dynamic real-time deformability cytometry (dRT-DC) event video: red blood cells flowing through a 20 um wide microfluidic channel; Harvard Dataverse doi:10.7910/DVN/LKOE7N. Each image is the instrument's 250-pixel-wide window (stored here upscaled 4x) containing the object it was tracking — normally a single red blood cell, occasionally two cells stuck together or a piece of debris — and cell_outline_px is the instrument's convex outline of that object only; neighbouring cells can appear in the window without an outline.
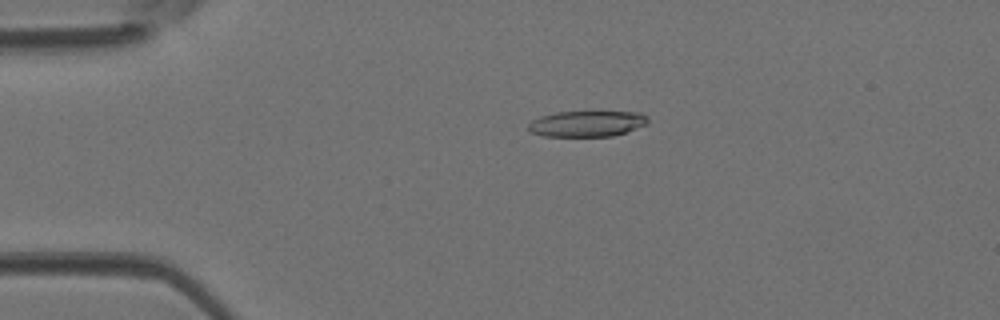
{"species": "Egyptian fruit bat (a non-hibernating species)", "species_latin": "Rousettus aegyptiacus", "temperature_condition": "room temperature", "stored_images_in_passage": 40, "camera_frame_rate_fps": 3000, "um_per_image_px": 0.085, "animal": {"sex": "female"}, "frame": {"image": 1, "passage_image": 6, "time_ms": 1.667, "image_size_px": [1000, 320], "cell_outline_px": [[648, 124], [612, 136], [544, 136], [528, 132], [528, 124], [532, 120], [540, 116], [556, 112], [640, 112], [648, 116]], "centroid_in_image_um": [49.87, 10.51], "position_along_channel_um": 35.1, "area_um2": 18.03}}
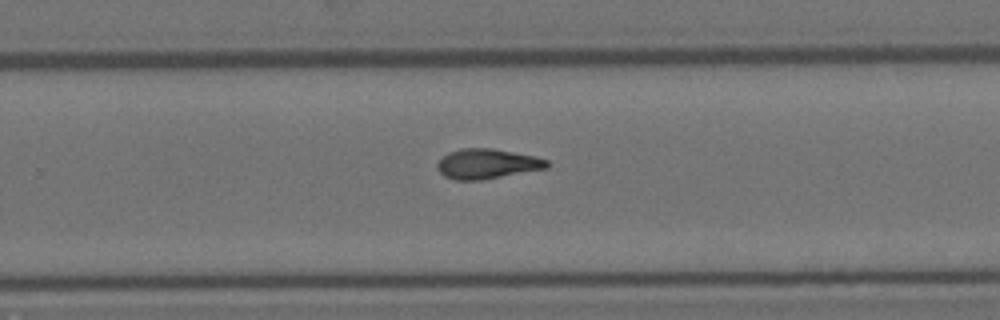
{"frame": {"image": 2, "passage_image": 25, "time_ms": 8.0, "image_size_px": [1000, 320], "cell_outline_px": [[548, 168], [480, 180], [456, 180], [444, 176], [440, 172], [436, 164], [448, 152], [460, 148], [492, 148], [536, 156], [548, 160]], "centroid_in_image_um": [41.41, 13.92], "position_along_channel_um": 288.4, "area_um2": 19.07}}
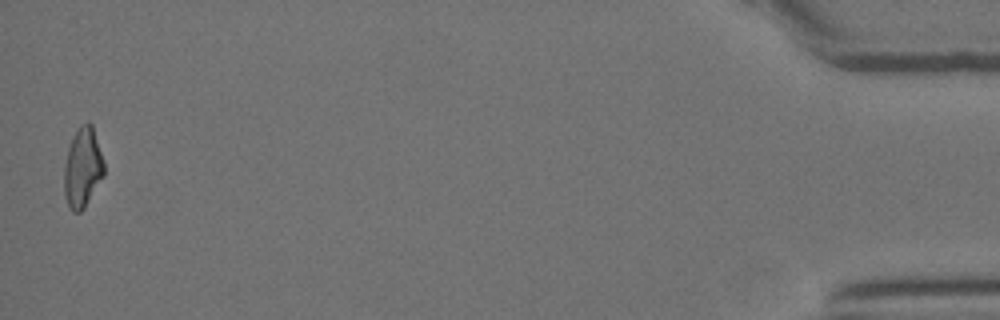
{"frame": {"image": 3, "passage_image": 40, "time_ms": 13.0, "image_size_px": [1000, 320], "cell_outline_px": [[104, 176], [84, 208], [80, 212], [72, 212], [68, 208], [64, 196], [64, 164], [68, 148], [80, 124], [88, 120], [92, 124], [104, 160]], "centroid_in_image_um": [7.02, 14.27], "position_along_channel_um": 428.2, "area_um2": 18.79}}